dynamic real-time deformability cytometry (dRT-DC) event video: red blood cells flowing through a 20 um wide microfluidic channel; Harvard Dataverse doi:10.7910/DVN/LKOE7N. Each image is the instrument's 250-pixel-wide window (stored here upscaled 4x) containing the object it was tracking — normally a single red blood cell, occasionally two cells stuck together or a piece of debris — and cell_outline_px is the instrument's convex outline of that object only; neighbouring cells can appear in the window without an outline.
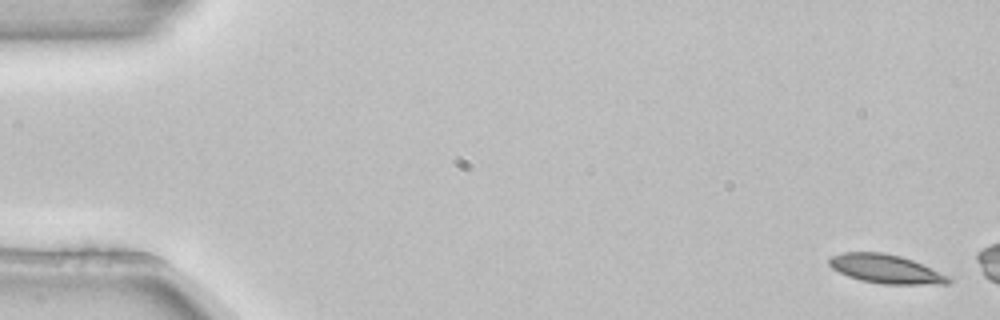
{"species": "common noctule bat (a hibernating species)", "species_latin": "Nyctalus noctula", "temperature_condition": "room temperature", "stored_images_in_passage": 3, "camera_frame_rate_fps": 3000, "um_per_image_px": 0.085, "animal": {"sex": "female", "body_mass_g": 22.7, "forearm_length_mm": 54.2}, "frame": {"image": 1, "passage_image": 1, "time_ms": 0.0, "image_size_px": [1000, 320], "cell_outline_px": [[952, 280], [948, 284], [884, 284], [860, 280], [848, 276], [832, 268], [828, 264], [828, 260], [832, 256], [840, 252], [884, 252], [900, 256], [912, 260], [948, 276]], "centroid_in_image_um": [75.26, 22.85], "position_along_channel_um": 9.7, "area_um2": 19.88}}